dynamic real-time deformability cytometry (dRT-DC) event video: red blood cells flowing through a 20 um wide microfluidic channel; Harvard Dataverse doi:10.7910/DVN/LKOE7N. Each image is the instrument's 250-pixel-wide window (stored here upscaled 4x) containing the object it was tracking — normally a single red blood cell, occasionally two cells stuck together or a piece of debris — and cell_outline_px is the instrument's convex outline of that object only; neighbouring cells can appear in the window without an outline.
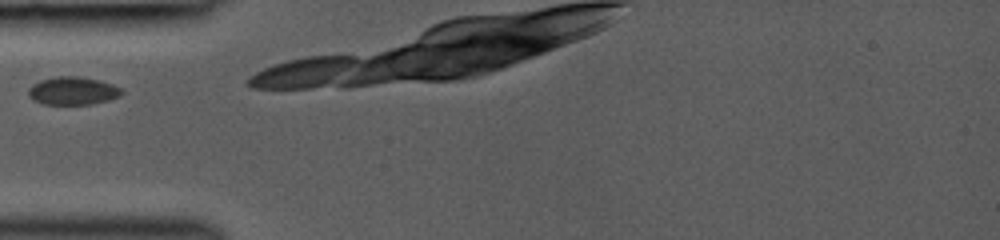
{"species": "common noctule bat (a hibernating species)", "species_latin": "Nyctalus noctula", "temperature_condition": "room temperature", "stored_images_in_passage": 4, "segment_of_instrument_passage": [1, 2], "camera_frame_rate_fps": 3000, "um_per_image_px": 0.085, "animal": {"sex": "female", "body_mass_g": 19.0, "forearm_length_mm": 53.3}, "frame": {"image": 1, "passage_image": 1, "time_ms": 0.0, "image_size_px": [1000, 240], "cell_outline_px": [[124, 92], [120, 96], [108, 100], [92, 104], [44, 104], [32, 100], [28, 96], [28, 88], [32, 84], [40, 80], [52, 76], [80, 76], [100, 80], [112, 84], [120, 88]], "centroid_in_image_um": [6.16, 7.71], "position_along_channel_um": 78.8, "area_um2": 15.43}}